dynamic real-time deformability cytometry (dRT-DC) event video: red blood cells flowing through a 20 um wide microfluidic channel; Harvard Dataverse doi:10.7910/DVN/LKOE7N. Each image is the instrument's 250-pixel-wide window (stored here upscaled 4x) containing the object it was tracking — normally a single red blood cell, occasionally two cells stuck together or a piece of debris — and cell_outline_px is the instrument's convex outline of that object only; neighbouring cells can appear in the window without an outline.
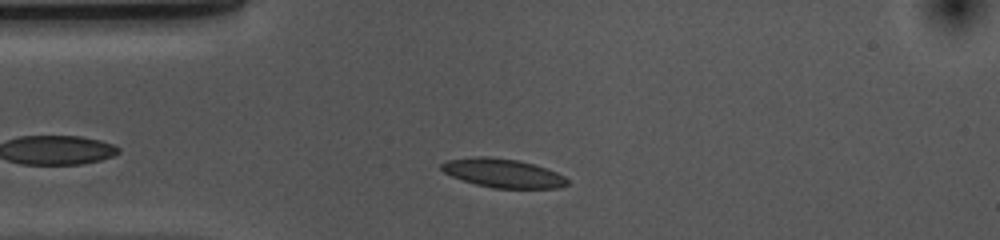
{"species": "common noctule bat (a hibernating species)", "species_latin": "Nyctalus noctula", "temperature_condition": "cold", "stored_images_in_passage": 36, "camera_frame_rate_fps": 3000, "um_per_image_px": 0.085, "animal": {"sex": "female", "body_mass_g": 10.0, "forearm_length_mm": 53.1}, "frame": {"image": 1, "passage_image": 6, "time_ms": 1.667, "image_size_px": [1000, 240], "cell_outline_px": [[568, 184], [560, 188], [492, 188], [476, 184], [452, 176], [444, 172], [440, 168], [440, 164], [448, 160], [476, 156], [488, 156], [516, 160], [532, 164], [556, 172], [564, 176], [568, 180]], "centroid_in_image_um": [42.74, 14.72], "position_along_channel_um": 42.3, "area_um2": 20.92}}
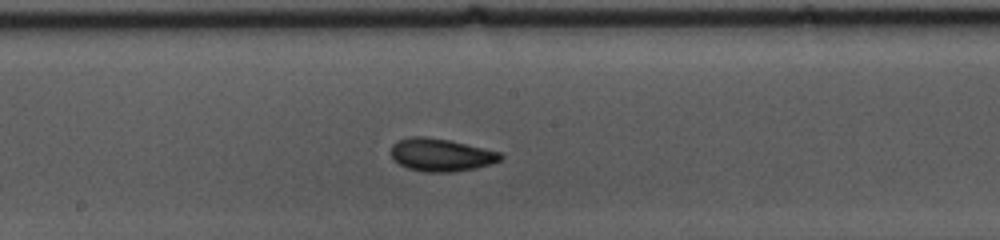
{"frame": {"image": 2, "passage_image": 21, "time_ms": 6.667, "image_size_px": [1000, 240], "cell_outline_px": [[504, 156], [500, 160], [492, 164], [476, 168], [452, 172], [424, 172], [408, 168], [392, 160], [392, 144], [396, 140], [412, 136], [424, 136], [448, 140], [500, 152]], "centroid_in_image_um": [37.47, 13.17], "position_along_channel_um": 210.7, "area_um2": 20.92}}
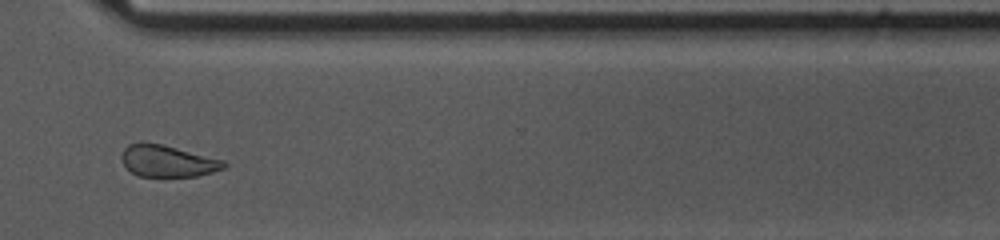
{"frame": {"image": 3, "passage_image": 33, "time_ms": 10.667, "image_size_px": [1000, 240], "cell_outline_px": [[228, 164], [224, 168], [212, 172], [196, 176], [140, 176], [132, 172], [124, 164], [120, 156], [124, 148], [128, 144], [140, 140], [160, 144], [224, 160]], "centroid_in_image_um": [14.21, 13.67], "position_along_channel_um": 356.4, "area_um2": 18.84}, "authors_computed_cell_mechanics": {"area_um2": 20.4323, "velocity_mm_per_s": 3.6485, "shape_relaxation_time_tau1_ms": 3.0127, "shape_relaxation_time_tau2_ms": 2.2901, "deformation_change_tau1": 0.0845, "deformation_change_tau2": 0.0614}}